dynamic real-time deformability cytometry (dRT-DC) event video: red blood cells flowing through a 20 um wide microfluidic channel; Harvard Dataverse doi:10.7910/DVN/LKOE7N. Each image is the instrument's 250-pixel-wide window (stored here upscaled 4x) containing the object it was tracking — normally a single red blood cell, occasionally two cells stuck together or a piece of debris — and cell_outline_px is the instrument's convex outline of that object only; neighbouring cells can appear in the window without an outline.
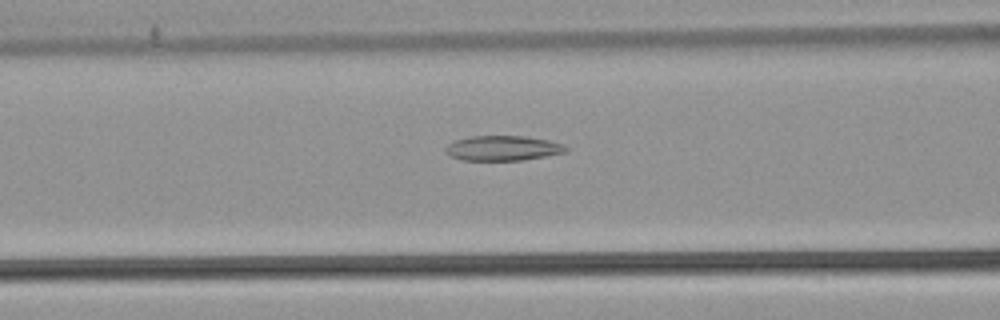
{"species": "common noctule bat (a hibernating species)", "species_latin": "Nyctalus noctula", "temperature_condition": "warm", "stored_images_in_passage": 52, "camera_frame_rate_fps": 3000, "um_per_image_px": 0.085, "animal": {"sex": "male", "body_mass_g": 21.5, "forearm_length_mm": 52.0}, "frame": {"image": 1, "passage_image": 22, "time_ms": 7.0, "image_size_px": [1000, 320], "cell_outline_px": [[568, 148], [564, 152], [544, 156], [520, 160], [460, 160], [444, 152], [444, 148], [448, 144], [456, 140], [472, 136], [524, 136], [548, 140], [564, 144]], "centroid_in_image_um": [42.71, 12.59], "position_along_channel_um": 123.9, "area_um2": 17.34}}
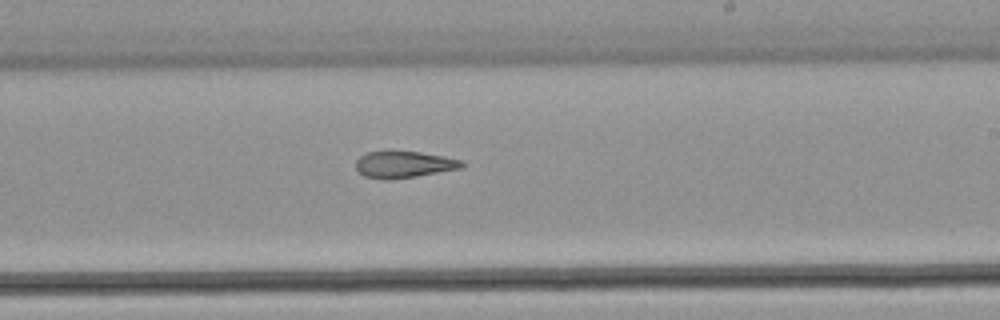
{"frame": {"image": 2, "passage_image": 32, "time_ms": 10.333, "image_size_px": [1000, 320], "cell_outline_px": [[464, 168], [416, 176], [384, 180], [364, 176], [356, 168], [356, 160], [360, 156], [368, 152], [388, 148], [420, 152], [444, 156], [464, 160]], "centroid_in_image_um": [34.33, 13.94], "position_along_channel_um": 254.7, "area_um2": 17.11}}
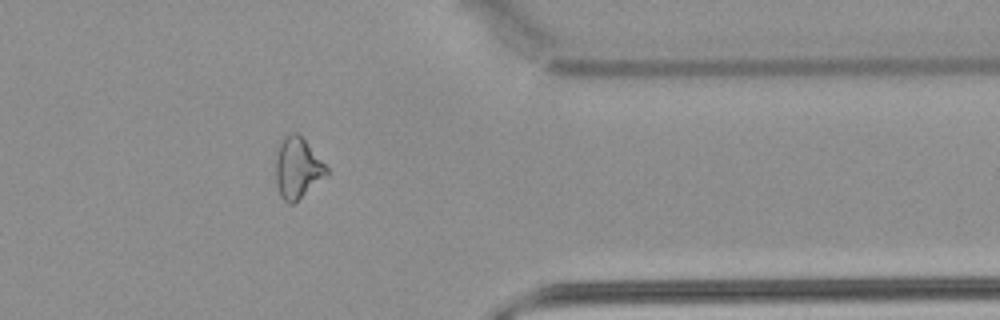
{"frame": {"image": 3, "passage_image": 43, "time_ms": 14.0, "image_size_px": [1000, 320], "cell_outline_px": [[328, 176], [292, 204], [288, 204], [280, 196], [276, 184], [276, 144], [288, 132], [296, 132], [304, 140], [328, 168]], "centroid_in_image_um": [25.26, 14.27], "position_along_channel_um": 386.1, "area_um2": 18.21}, "authors_computed_cell_mechanics": {"area_um2": 19.4786, "velocity_mm_per_s": 3.9305, "shape_relaxation_time_tau1_ms": null, "shape_relaxation_time_tau2_ms": 4.3294, "deformation_change_tau1": null, "deformation_change_tau2": 0.1372}}